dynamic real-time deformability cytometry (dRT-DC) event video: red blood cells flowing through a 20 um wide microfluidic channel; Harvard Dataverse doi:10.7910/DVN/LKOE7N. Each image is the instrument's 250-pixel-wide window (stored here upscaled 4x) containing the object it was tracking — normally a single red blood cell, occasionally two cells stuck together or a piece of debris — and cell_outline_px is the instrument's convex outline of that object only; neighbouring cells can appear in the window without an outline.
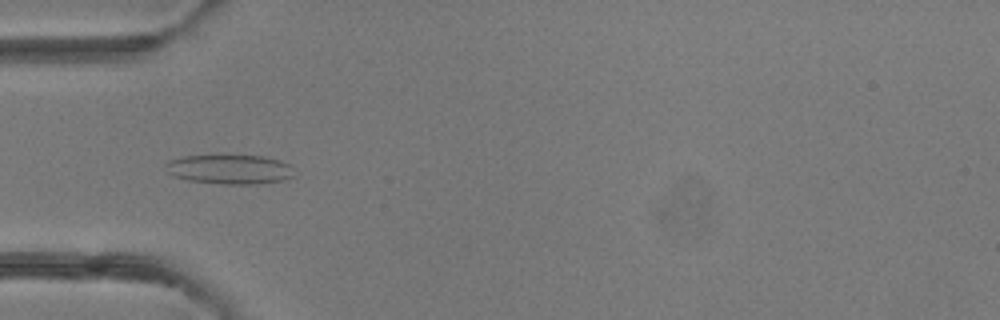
{"species": "common noctule bat (a hibernating species)", "species_latin": "Nyctalus noctula", "temperature_condition": "room temperature", "stored_images_in_passage": 44, "camera_frame_rate_fps": 3000, "um_per_image_px": 0.085, "animal": {"sex": "female"}, "frame": {"image": 1, "passage_image": 11, "time_ms": 3.333, "image_size_px": [1000, 320], "cell_outline_px": [[296, 176], [280, 180], [256, 184], [224, 184], [188, 180], [172, 176], [168, 172], [164, 164], [168, 160], [184, 156], [264, 156], [280, 160], [292, 164]], "centroid_in_image_um": [19.55, 14.39], "position_along_channel_um": 65.4, "area_um2": 22.14}}
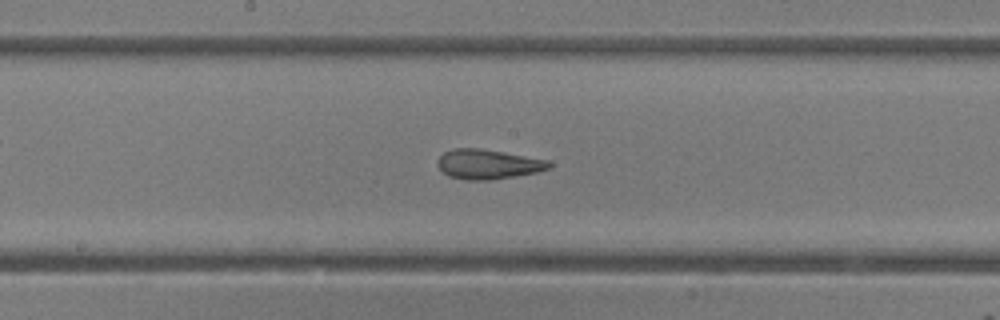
{"frame": {"image": 2, "passage_image": 21, "time_ms": 6.667, "image_size_px": [1000, 320], "cell_outline_px": [[552, 168], [536, 172], [488, 180], [468, 180], [448, 176], [436, 164], [436, 160], [444, 152], [452, 148], [480, 148], [548, 160], [552, 164]], "centroid_in_image_um": [41.45, 13.95], "position_along_channel_um": 206.7, "area_um2": 19.19}}
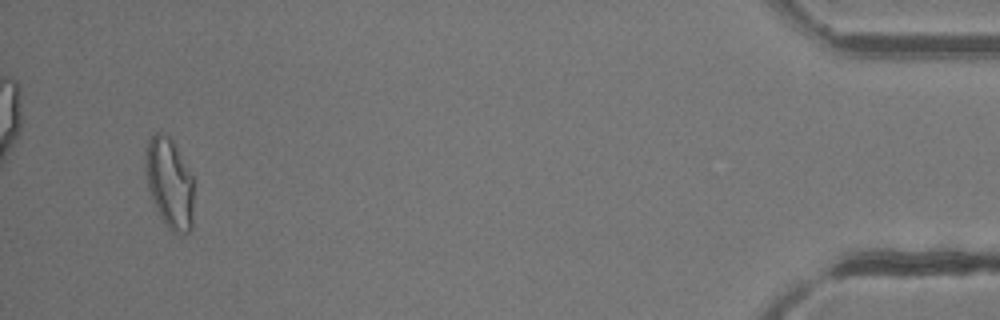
{"frame": {"image": 3, "passage_image": 42, "time_ms": 13.667, "image_size_px": [1000, 320], "cell_outline_px": [[192, 228], [188, 232], [180, 236], [172, 232], [164, 224], [148, 192], [144, 172], [144, 160], [148, 140], [156, 132], [160, 132], [168, 136], [172, 140], [192, 176]], "centroid_in_image_um": [14.37, 15.6], "position_along_channel_um": 420.8, "area_um2": 25.61}, "authors_computed_cell_mechanics": {"area_um2": 21.0681, "velocity_mm_per_s": 4.2265, "shape_relaxation_time_tau1_ms": null, "shape_relaxation_time_tau2_ms": 1.9136, "deformation_change_tau1": null, "deformation_change_tau2": 0.0853}}